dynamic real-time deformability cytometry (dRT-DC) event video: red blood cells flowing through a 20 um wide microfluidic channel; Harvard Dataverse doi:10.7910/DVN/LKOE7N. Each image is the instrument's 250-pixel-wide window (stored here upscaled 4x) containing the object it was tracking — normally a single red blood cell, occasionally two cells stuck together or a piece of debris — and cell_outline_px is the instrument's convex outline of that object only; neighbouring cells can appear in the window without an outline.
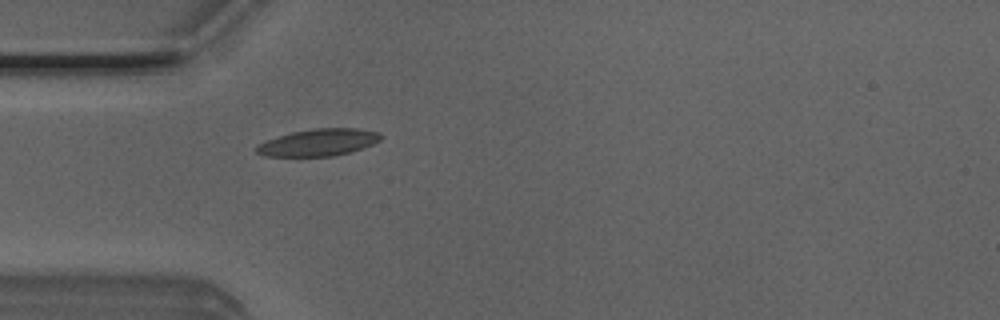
{"species": "Egyptian fruit bat (a non-hibernating species)", "species_latin": "Rousettus aegyptiacus", "temperature_condition": "room temperature", "stored_images_in_passage": 30, "camera_frame_rate_fps": 3000, "um_per_image_px": 0.085, "animal": {"sex": "male"}, "frame": {"image": 1, "passage_image": 1, "time_ms": 0.0, "image_size_px": [1000, 320], "cell_outline_px": [[384, 136], [380, 140], [372, 144], [352, 152], [332, 156], [264, 156], [256, 152], [256, 144], [292, 132], [312, 128], [356, 128], [380, 132]], "centroid_in_image_um": [27.1, 12.1], "position_along_channel_um": 57.9, "area_um2": 19.59}}
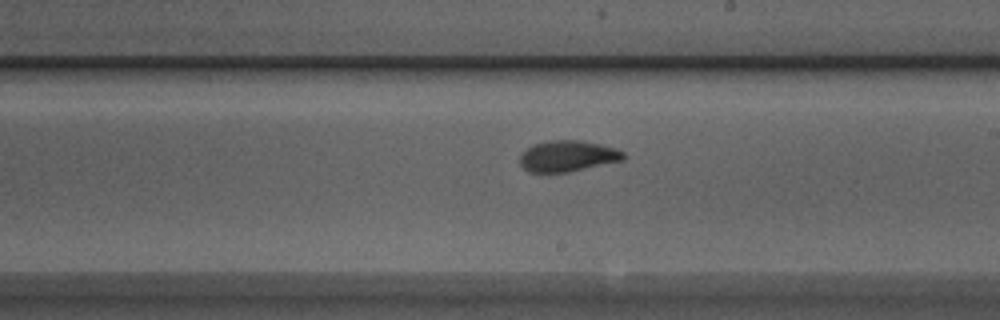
{"frame": {"image": 2, "passage_image": 15, "time_ms": 4.667, "image_size_px": [1000, 320], "cell_outline_px": [[628, 156], [624, 160], [568, 172], [528, 172], [520, 164], [520, 152], [532, 144], [548, 140], [580, 140], [600, 144], [616, 148], [624, 152]], "centroid_in_image_um": [48.25, 13.25], "position_along_channel_um": 240.7, "area_um2": 19.02}}
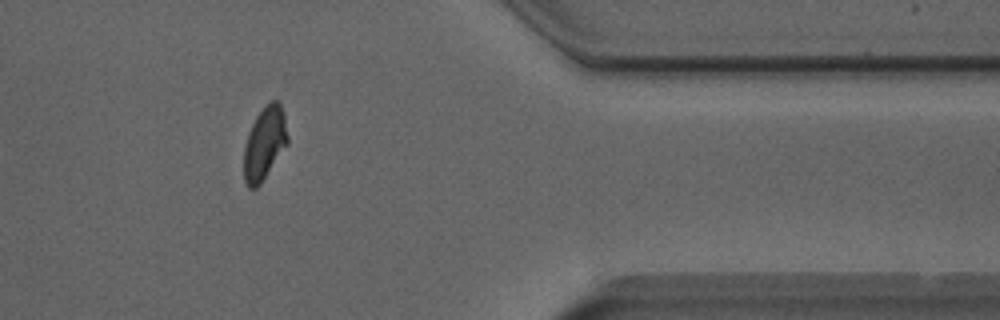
{"frame": {"image": 3, "passage_image": 28, "time_ms": 9.0, "image_size_px": [1000, 320], "cell_outline_px": [[288, 144], [260, 184], [256, 188], [248, 188], [244, 180], [244, 148], [248, 132], [256, 116], [272, 100], [276, 100], [280, 104], [284, 116], [288, 136]], "centroid_in_image_um": [22.48, 12.21], "position_along_channel_um": 388.9, "area_um2": 18.38}, "authors_computed_cell_mechanics": {"area_um2": 19.0162, "velocity_mm_per_s": 3.9744, "shape_relaxation_time_tau1_ms": 4.1416, "shape_relaxation_time_tau2_ms": 1.7465, "deformation_change_tau1": 0.1297, "deformation_change_tau2": 0.0633}}